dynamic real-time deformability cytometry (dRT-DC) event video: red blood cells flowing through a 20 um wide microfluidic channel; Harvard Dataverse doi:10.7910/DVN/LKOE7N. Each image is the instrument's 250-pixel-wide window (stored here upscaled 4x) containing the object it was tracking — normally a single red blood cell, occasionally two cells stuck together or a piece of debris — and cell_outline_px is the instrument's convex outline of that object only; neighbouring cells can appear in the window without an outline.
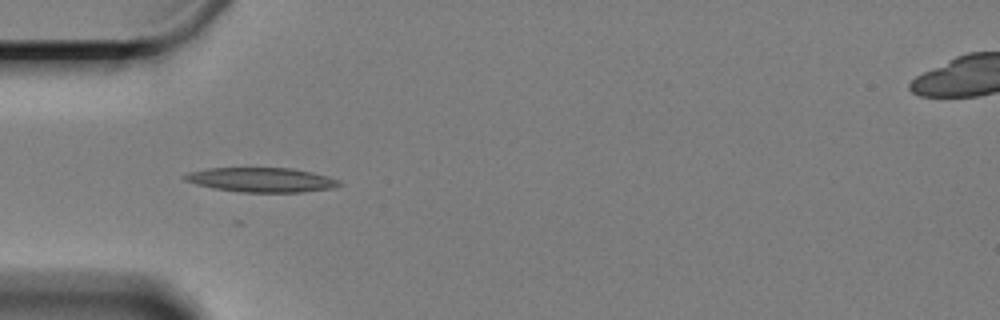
{"species": "Egyptian fruit bat (a non-hibernating species)", "species_latin": "Rousettus aegyptiacus", "temperature_condition": "cold", "stored_images_in_passage": 32, "camera_frame_rate_fps": 3000, "um_per_image_px": 0.085, "animal": {"sex": "female"}, "frame": {"image": 1, "passage_image": 1, "time_ms": 0.0, "image_size_px": [1000, 320], "cell_outline_px": [[340, 184], [332, 188], [300, 192], [240, 192], [212, 188], [196, 184], [184, 180], [180, 176], [188, 172], [208, 168], [292, 168], [312, 172], [336, 180]], "centroid_in_image_um": [22.11, 15.28], "position_along_channel_um": 62.9, "area_um2": 21.85}}
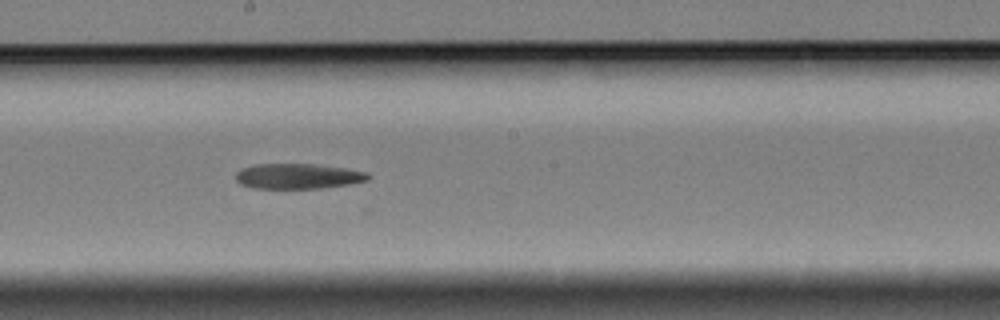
{"frame": {"image": 2, "passage_image": 16, "time_ms": 5.0, "image_size_px": [1000, 320], "cell_outline_px": [[372, 176], [368, 180], [348, 184], [324, 188], [256, 188], [240, 184], [236, 180], [236, 172], [240, 168], [256, 164], [316, 164], [348, 168], [368, 172]], "centroid_in_image_um": [25.36, 14.97], "position_along_channel_um": 222.8, "area_um2": 19.65}}
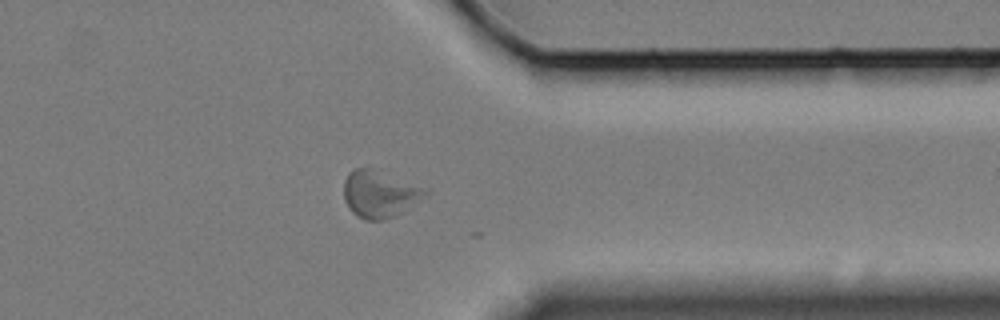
{"frame": {"image": 3, "passage_image": 31, "time_ms": 10.0, "image_size_px": [1000, 320], "cell_outline_px": [[428, 192], [424, 196], [400, 212], [384, 220], [364, 220], [356, 216], [348, 208], [344, 200], [344, 180], [348, 172], [356, 168], [368, 168]], "centroid_in_image_um": [32.1, 16.54], "position_along_channel_um": 379.3, "area_um2": 20.98}}